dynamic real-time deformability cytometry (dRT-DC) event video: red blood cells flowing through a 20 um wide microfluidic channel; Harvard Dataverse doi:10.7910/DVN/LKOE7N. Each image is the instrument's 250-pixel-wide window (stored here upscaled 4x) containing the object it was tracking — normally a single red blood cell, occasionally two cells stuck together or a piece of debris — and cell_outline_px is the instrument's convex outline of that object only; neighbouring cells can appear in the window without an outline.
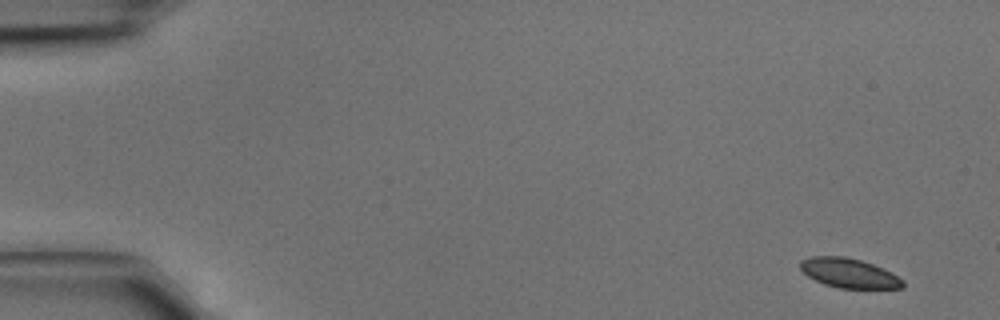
{"species": "common noctule bat (a hibernating species)", "species_latin": "Nyctalus noctula", "temperature_condition": "cold", "stored_images_in_passage": 3, "camera_frame_rate_fps": 3000, "um_per_image_px": 0.085, "animal": {"sex": "male", "body_mass_g": 15.6}, "frame": {"image": 1, "passage_image": 1, "time_ms": 0.0, "image_size_px": [1000, 320], "cell_outline_px": [[904, 288], [840, 288], [824, 284], [808, 276], [800, 268], [800, 260], [812, 256], [844, 256], [860, 260], [884, 268], [892, 272], [904, 280]], "centroid_in_image_um": [72.19, 23.21], "position_along_channel_um": 12.8, "area_um2": 17.63}}